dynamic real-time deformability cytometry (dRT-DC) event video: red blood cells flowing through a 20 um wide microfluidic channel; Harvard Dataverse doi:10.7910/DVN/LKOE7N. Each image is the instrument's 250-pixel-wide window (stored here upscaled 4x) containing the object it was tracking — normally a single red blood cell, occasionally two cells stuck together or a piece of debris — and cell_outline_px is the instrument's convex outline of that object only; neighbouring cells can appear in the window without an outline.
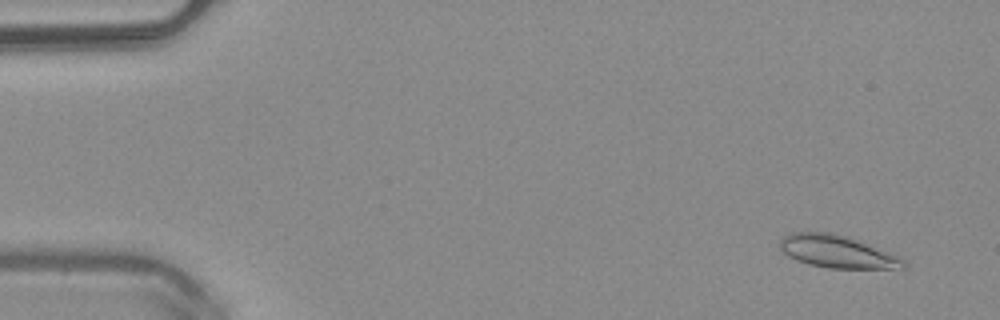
{"species": "common noctule bat (a hibernating species)", "species_latin": "Nyctalus noctula", "temperature_condition": "warm", "stored_images_in_passage": 50, "camera_frame_rate_fps": 3000, "um_per_image_px": 0.085, "animal": {"sex": "male", "body_mass_g": 20.4}, "frame": {"image": 1, "passage_image": 4, "time_ms": 1.0, "image_size_px": [1000, 320], "cell_outline_px": [[908, 268], [828, 268], [808, 264], [796, 260], [788, 256], [780, 248], [780, 240], [784, 236], [792, 232], [832, 232], [848, 236], [860, 240], [900, 256], [904, 260]], "centroid_in_image_um": [71.19, 21.38], "position_along_channel_um": 13.8, "area_um2": 23.64}}
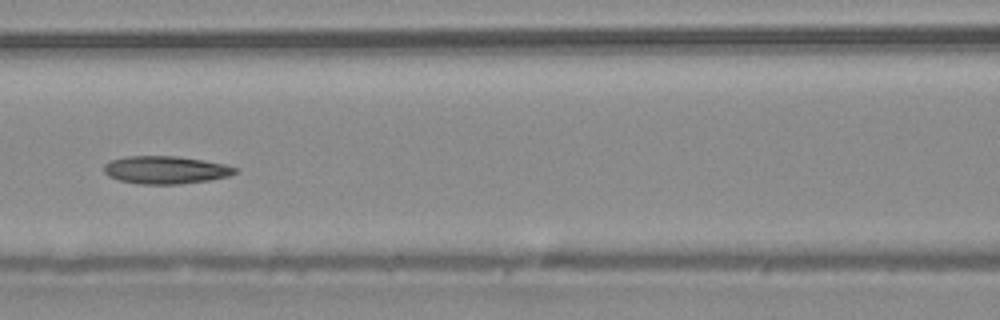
{"frame": {"image": 2, "passage_image": 23, "time_ms": 7.333, "image_size_px": [1000, 320], "cell_outline_px": [[236, 172], [228, 176], [208, 180], [180, 184], [140, 184], [120, 180], [108, 176], [104, 172], [104, 164], [108, 160], [124, 156], [176, 156], [204, 160], [224, 164], [236, 168]], "centroid_in_image_um": [14.02, 14.43], "position_along_channel_um": 152.6, "area_um2": 21.21}}
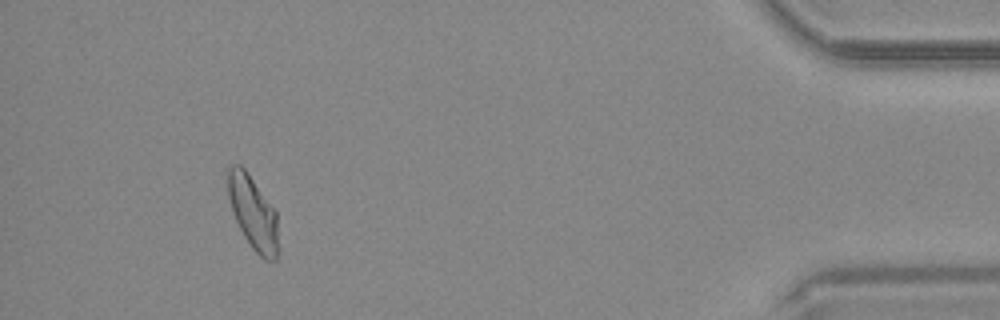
{"frame": {"image": 3, "passage_image": 47, "time_ms": 15.333, "image_size_px": [1000, 320], "cell_outline_px": [[276, 260], [264, 260], [252, 248], [244, 236], [232, 212], [228, 196], [228, 168], [232, 164], [240, 164], [244, 168], [276, 208]], "centroid_in_image_um": [21.49, 18.03], "position_along_channel_um": 413.7, "area_um2": 21.33}, "authors_computed_cell_mechanics": {"area_um2": 21.386, "velocity_mm_per_s": 4.0574, "shape_relaxation_time_tau1_ms": null, "shape_relaxation_time_tau2_ms": 2.3477, "deformation_change_tau1": null, "deformation_change_tau2": 0.087}}